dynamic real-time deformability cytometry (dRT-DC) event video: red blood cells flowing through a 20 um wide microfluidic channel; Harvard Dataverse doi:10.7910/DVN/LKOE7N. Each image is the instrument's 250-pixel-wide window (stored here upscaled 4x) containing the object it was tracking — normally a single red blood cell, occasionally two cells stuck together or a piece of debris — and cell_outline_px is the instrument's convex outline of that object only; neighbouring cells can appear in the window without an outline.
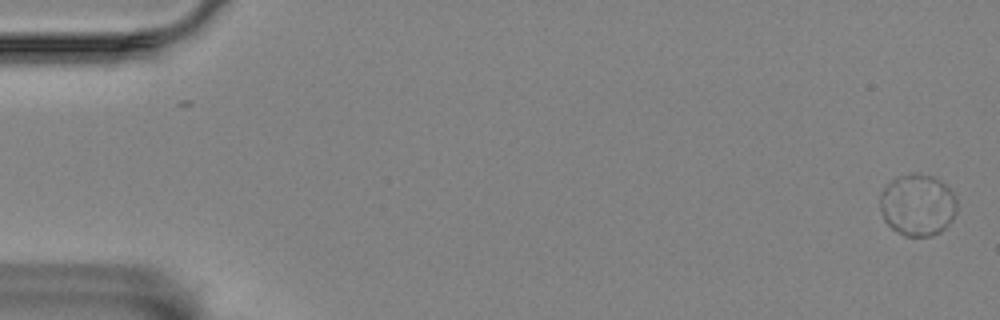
{"species": "Egyptian fruit bat (a non-hibernating species)", "species_latin": "Rousettus aegyptiacus", "temperature_condition": "room temperature", "stored_images_in_passage": 14, "camera_frame_rate_fps": 3000, "um_per_image_px": 0.085, "animal": {"sex": "female"}, "frame": {"image": 1, "passage_image": 1, "time_ms": 0.0, "image_size_px": [1000, 320], "cell_outline_px": [[956, 212], [952, 220], [940, 232], [932, 236], [904, 236], [896, 232], [884, 220], [880, 208], [880, 196], [884, 188], [896, 176], [908, 172], [912, 172], [936, 176], [956, 196]], "centroid_in_image_um": [77.99, 17.4], "position_along_channel_um": 7.0, "area_um2": 27.98}}